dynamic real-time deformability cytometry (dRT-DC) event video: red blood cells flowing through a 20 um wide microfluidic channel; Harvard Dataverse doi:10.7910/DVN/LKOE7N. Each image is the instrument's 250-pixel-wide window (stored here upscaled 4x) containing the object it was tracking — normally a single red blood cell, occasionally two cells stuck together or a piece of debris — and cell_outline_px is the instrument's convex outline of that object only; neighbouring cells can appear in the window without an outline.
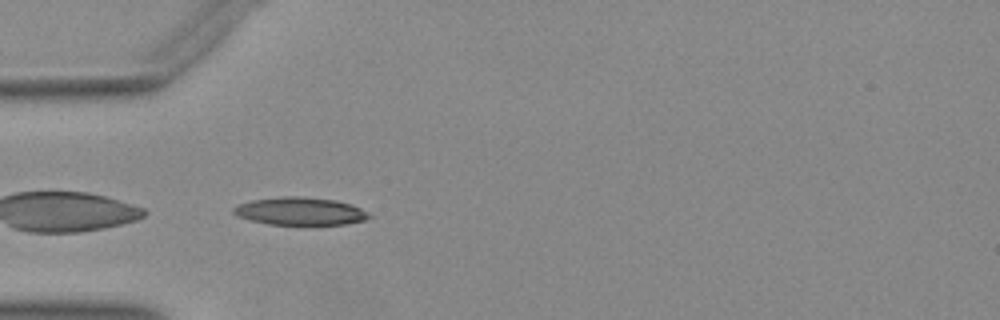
{"species": "Egyptian fruit bat (a non-hibernating species)", "species_latin": "Rousettus aegyptiacus", "temperature_condition": "warm", "stored_images_in_passage": 35, "camera_frame_rate_fps": 3000, "um_per_image_px": 0.085, "animal": {"sex": "female"}, "frame": {"image": 1, "passage_image": 1, "time_ms": 0.0, "image_size_px": [1000, 320], "cell_outline_px": [[372, 216], [368, 220], [344, 224], [268, 224], [236, 216], [232, 212], [232, 208], [240, 204], [252, 200], [280, 196], [296, 196], [336, 200], [360, 208], [368, 212]], "centroid_in_image_um": [25.51, 17.95], "position_along_channel_um": 59.5, "area_um2": 21.79}}
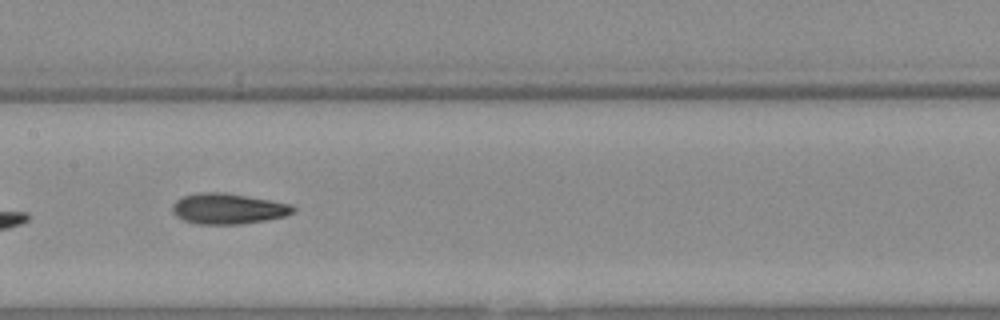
{"frame": {"image": 2, "passage_image": 11, "time_ms": 3.333, "image_size_px": [1000, 320], "cell_outline_px": [[296, 208], [292, 212], [284, 216], [264, 220], [240, 224], [196, 224], [184, 220], [176, 216], [172, 212], [172, 204], [176, 200], [184, 196], [196, 192], [224, 192], [268, 200], [288, 204]], "centroid_in_image_um": [19.31, 17.73], "position_along_channel_um": 188.1, "area_um2": 21.33}}
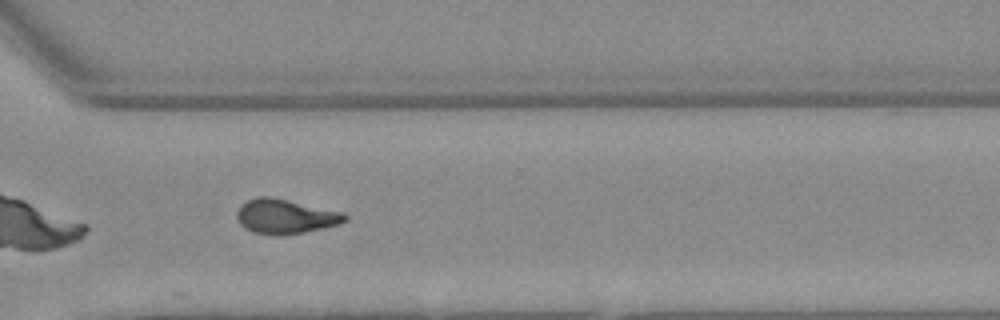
{"frame": {"image": 3, "passage_image": 23, "time_ms": 7.333, "image_size_px": [1000, 320], "cell_outline_px": [[348, 220], [340, 224], [324, 228], [284, 236], [276, 236], [252, 232], [244, 228], [240, 224], [236, 216], [236, 212], [248, 200], [260, 196], [272, 196], [344, 212], [348, 216]], "centroid_in_image_um": [24.29, 18.41], "position_along_channel_um": 346.3, "area_um2": 22.08}}